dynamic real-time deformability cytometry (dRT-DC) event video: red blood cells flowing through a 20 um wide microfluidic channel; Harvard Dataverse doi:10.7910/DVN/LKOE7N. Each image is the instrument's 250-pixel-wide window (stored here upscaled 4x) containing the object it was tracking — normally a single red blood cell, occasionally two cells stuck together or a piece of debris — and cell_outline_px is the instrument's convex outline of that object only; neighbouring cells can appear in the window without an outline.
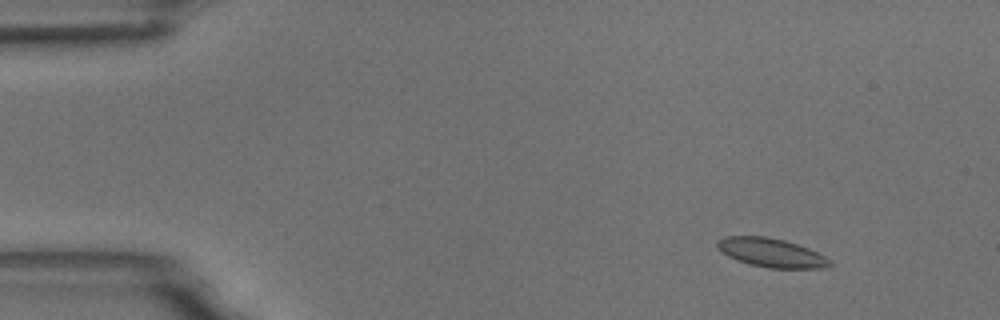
{"species": "common noctule bat (a hibernating species)", "species_latin": "Nyctalus noctula", "temperature_condition": "room temperature", "stored_images_in_passage": 5, "segment_of_instrument_passage": [1, 2], "camera_frame_rate_fps": 3000, "um_per_image_px": 0.085, "animal": {"sex": "male", "body_mass_g": 18.8}, "frame": {"image": 1, "passage_image": 2, "time_ms": 1.333, "image_size_px": [1000, 320], "cell_outline_px": [[832, 264], [824, 268], [768, 268], [748, 264], [736, 260], [728, 256], [716, 248], [716, 240], [724, 236], [768, 236], [784, 240], [808, 248], [832, 260]], "centroid_in_image_um": [65.51, 21.47], "position_along_channel_um": 19.5, "area_um2": 19.07}}